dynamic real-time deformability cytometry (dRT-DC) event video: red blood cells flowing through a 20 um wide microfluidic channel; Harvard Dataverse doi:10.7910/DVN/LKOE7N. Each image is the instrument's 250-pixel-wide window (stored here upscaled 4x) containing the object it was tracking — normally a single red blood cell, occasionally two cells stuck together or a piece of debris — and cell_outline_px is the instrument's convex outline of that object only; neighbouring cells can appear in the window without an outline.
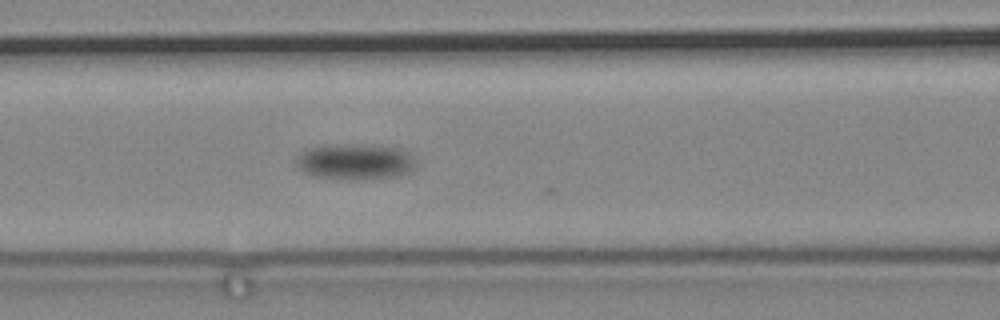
{"species": "common noctule bat (a hibernating species)", "species_latin": "Nyctalus noctula", "temperature_condition": "cold", "stored_images_in_passage": 50, "camera_frame_rate_fps": 3000, "um_per_image_px": 0.085, "animal": {"sex": "male", "body_mass_g": 19.2, "forearm_length_mm": 51.8}, "frame": {"image": 1, "passage_image": 49, "time_ms": 16.0, "image_size_px": [1000, 320], "cell_outline_px": [[416, 164], [408, 172], [396, 176], [360, 180], [352, 180], [312, 176], [304, 172], [296, 164], [296, 156], [300, 152], [308, 148], [336, 144], [404, 148], [412, 152]], "centroid_in_image_um": [30.19, 13.75], "position_along_channel_um": 136.4, "area_um2": 25.09}}